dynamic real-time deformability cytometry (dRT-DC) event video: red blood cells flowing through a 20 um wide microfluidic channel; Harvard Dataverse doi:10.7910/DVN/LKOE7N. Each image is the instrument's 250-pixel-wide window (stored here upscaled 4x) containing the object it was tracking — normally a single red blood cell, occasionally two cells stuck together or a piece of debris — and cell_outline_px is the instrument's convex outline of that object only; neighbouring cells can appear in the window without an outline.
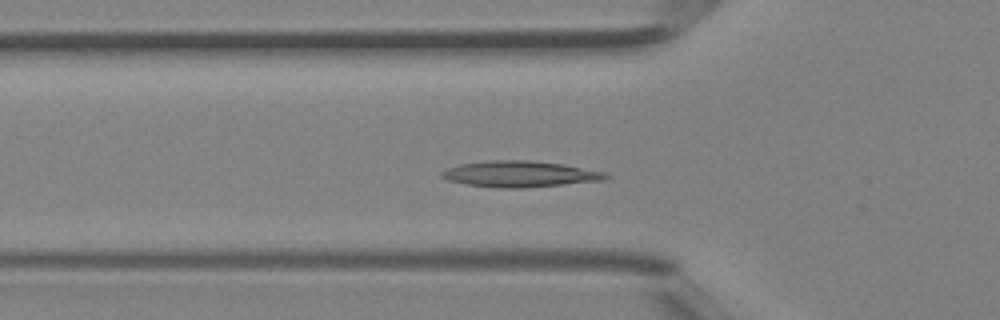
{"species": "Egyptian fruit bat (a non-hibernating species)", "species_latin": "Rousettus aegyptiacus", "temperature_condition": "room temperature", "stored_images_in_passage": 40, "camera_frame_rate_fps": 3000, "um_per_image_px": 0.085, "animal": {"sex": "female"}, "frame": {"image": 1, "passage_image": 11, "time_ms": 3.333, "image_size_px": [1000, 320], "cell_outline_px": [[612, 176], [604, 180], [524, 188], [500, 188], [468, 184], [448, 180], [440, 176], [440, 172], [448, 168], [460, 164], [484, 160], [532, 160], [564, 164], [604, 172]], "centroid_in_image_um": [44.19, 14.78], "position_along_channel_um": 81.6, "area_um2": 24.97}}
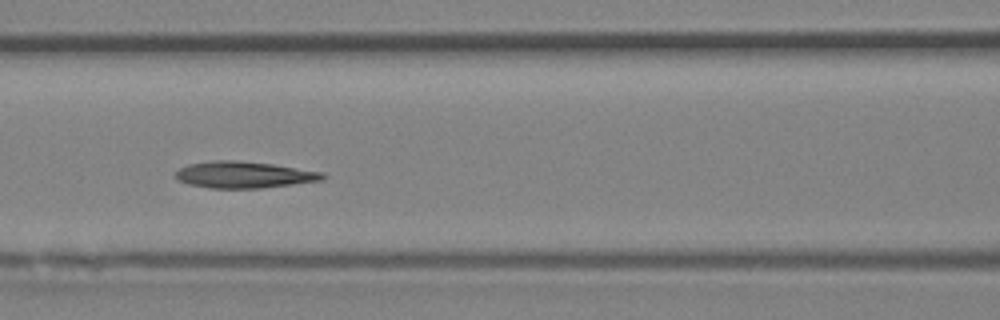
{"frame": {"image": 2, "passage_image": 15, "time_ms": 4.667, "image_size_px": [1000, 320], "cell_outline_px": [[328, 176], [324, 180], [260, 188], [212, 188], [188, 184], [180, 180], [176, 176], [176, 172], [180, 168], [188, 164], [216, 160], [236, 160], [272, 164], [324, 172]], "centroid_in_image_um": [20.79, 14.85], "position_along_channel_um": 145.8, "area_um2": 22.66}}
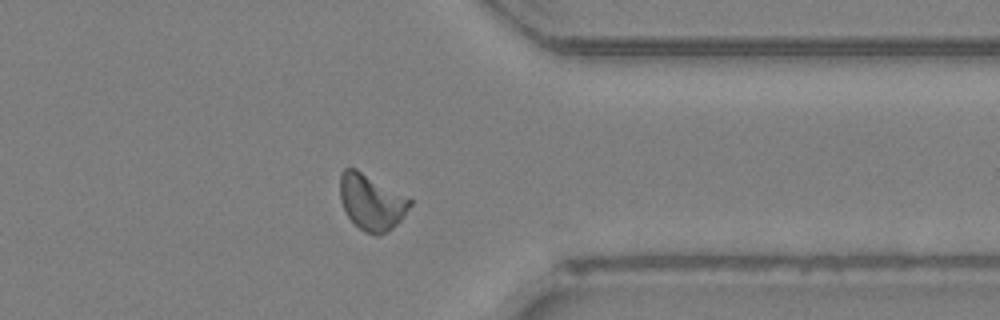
{"frame": {"image": 3, "passage_image": 30, "time_ms": 9.667, "image_size_px": [1000, 320], "cell_outline_px": [[412, 204], [400, 220], [392, 228], [380, 236], [376, 236], [364, 232], [348, 216], [340, 200], [340, 172], [344, 168], [356, 168], [412, 200]], "centroid_in_image_um": [31.55, 17.18], "position_along_channel_um": 379.8, "area_um2": 22.54}}